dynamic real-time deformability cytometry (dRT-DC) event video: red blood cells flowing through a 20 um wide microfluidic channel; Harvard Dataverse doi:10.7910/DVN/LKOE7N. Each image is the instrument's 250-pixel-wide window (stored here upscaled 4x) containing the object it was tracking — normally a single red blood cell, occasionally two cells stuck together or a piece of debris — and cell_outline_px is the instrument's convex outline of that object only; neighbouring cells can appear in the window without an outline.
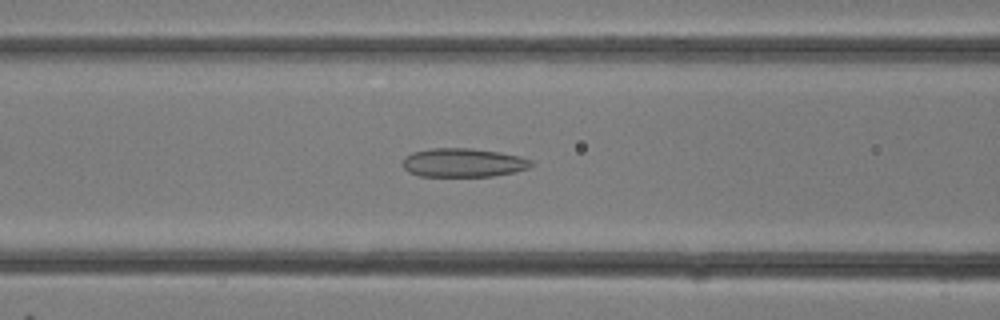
{"species": "common noctule bat (a hibernating species)", "species_latin": "Nyctalus noctula", "temperature_condition": "room temperature", "stored_images_in_passage": 29, "camera_frame_rate_fps": 3000, "um_per_image_px": 0.085, "animal": {"sex": "female"}, "frame": {"image": 1, "passage_image": 10, "time_ms": 3.0, "image_size_px": [1000, 320], "cell_outline_px": [[532, 164], [528, 168], [516, 172], [492, 176], [420, 176], [408, 172], [400, 164], [404, 156], [412, 152], [432, 148], [468, 148], [500, 152], [520, 156], [532, 160]], "centroid_in_image_um": [39.34, 13.82], "position_along_channel_um": 127.3, "area_um2": 21.73}}
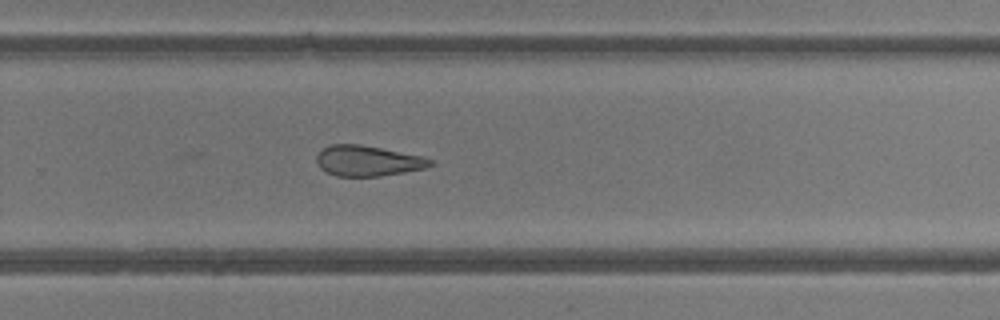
{"frame": {"image": 2, "passage_image": 18, "time_ms": 5.667, "image_size_px": [1000, 320], "cell_outline_px": [[436, 164], [424, 168], [404, 172], [380, 176], [336, 176], [320, 168], [316, 164], [316, 156], [324, 148], [332, 144], [360, 144], [420, 156], [432, 160]], "centroid_in_image_um": [31.24, 13.68], "position_along_channel_um": 298.6, "area_um2": 20.0}}
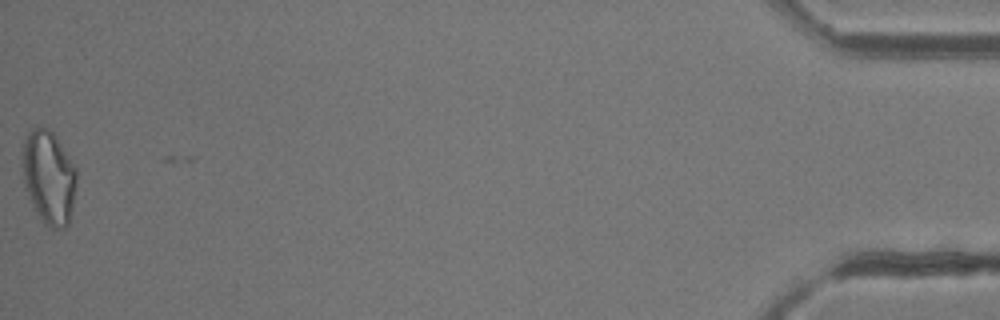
{"frame": {"image": 3, "passage_image": 29, "time_ms": 9.333, "image_size_px": [1000, 320], "cell_outline_px": [[76, 184], [72, 208], [68, 224], [64, 228], [48, 228], [44, 224], [36, 212], [24, 188], [24, 144], [28, 132], [32, 128], [48, 128], [56, 136], [76, 168]], "centroid_in_image_um": [4.17, 15.1], "position_along_channel_um": 431.0, "area_um2": 29.13}}